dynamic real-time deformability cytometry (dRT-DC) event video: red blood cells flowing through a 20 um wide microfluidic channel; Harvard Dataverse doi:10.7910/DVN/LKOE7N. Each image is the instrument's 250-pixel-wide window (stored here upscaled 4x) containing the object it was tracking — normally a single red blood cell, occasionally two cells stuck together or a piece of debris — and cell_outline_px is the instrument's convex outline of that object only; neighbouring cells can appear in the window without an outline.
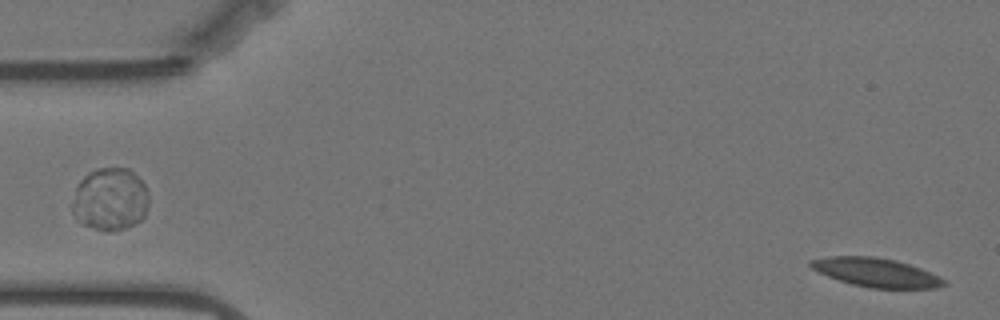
{"species": "Egyptian fruit bat (a non-hibernating species)", "species_latin": "Rousettus aegyptiacus", "temperature_condition": "warm", "stored_images_in_passage": 57, "camera_frame_rate_fps": 3000, "um_per_image_px": 0.085, "animal": {"sex": "female"}, "frame": {"image": 1, "passage_image": 1, "time_ms": 0.0, "image_size_px": [1000, 320], "cell_outline_px": [[948, 284], [936, 288], [868, 288], [852, 284], [828, 276], [812, 268], [808, 264], [808, 260], [828, 256], [872, 256], [896, 260], [920, 268], [940, 276]], "centroid_in_image_um": [74.47, 23.16], "position_along_channel_um": 10.5, "area_um2": 22.37}}
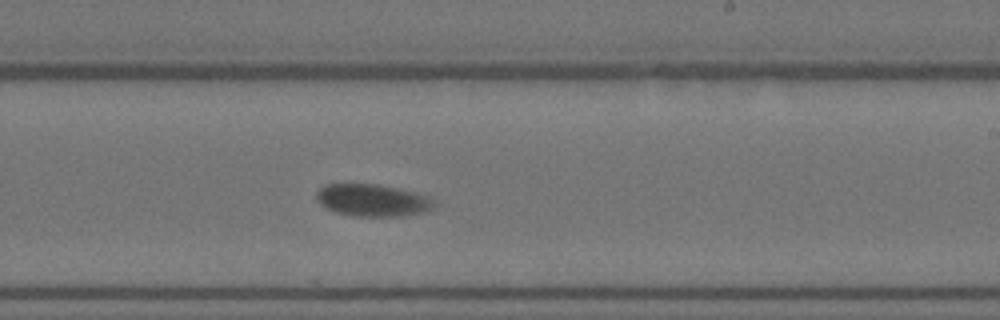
{"frame": {"image": 2, "passage_image": 33, "time_ms": 10.667, "image_size_px": [1000, 320], "cell_outline_px": [[436, 204], [432, 208], [420, 212], [400, 216], [352, 216], [336, 212], [320, 204], [316, 200], [316, 192], [324, 184], [376, 184], [416, 192], [432, 196]], "centroid_in_image_um": [31.66, 17.01], "position_along_channel_um": 257.3, "area_um2": 22.08}}
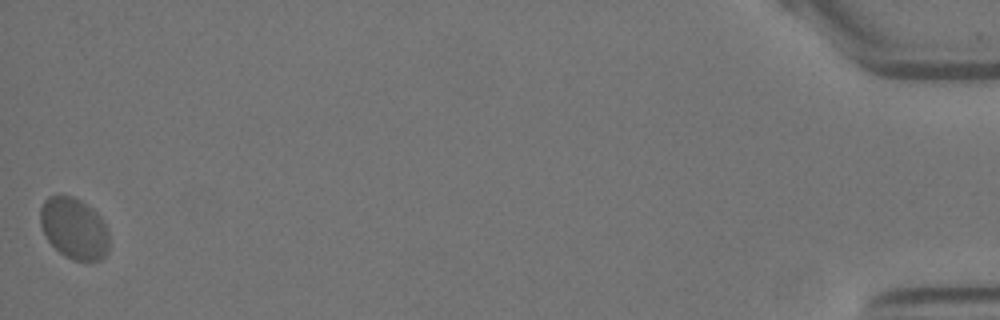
{"frame": {"image": 3, "passage_image": 57, "time_ms": 18.667, "image_size_px": [1000, 320], "cell_outline_px": [[108, 252], [100, 260], [88, 264], [72, 260], [64, 256], [48, 240], [40, 224], [40, 208], [44, 200], [48, 196], [72, 196], [80, 200], [92, 208], [104, 220], [108, 232]], "centroid_in_image_um": [6.32, 19.45], "position_along_channel_um": 428.9, "area_um2": 24.97}, "authors_computed_cell_mechanics": {"area_um2": 22.6576, "velocity_mm_per_s": 3.4102, "shape_relaxation_time_tau1_ms": 10.4212, "shape_relaxation_time_tau2_ms": null, "deformation_change_tau1": 0.2061, "deformation_change_tau2": null}}